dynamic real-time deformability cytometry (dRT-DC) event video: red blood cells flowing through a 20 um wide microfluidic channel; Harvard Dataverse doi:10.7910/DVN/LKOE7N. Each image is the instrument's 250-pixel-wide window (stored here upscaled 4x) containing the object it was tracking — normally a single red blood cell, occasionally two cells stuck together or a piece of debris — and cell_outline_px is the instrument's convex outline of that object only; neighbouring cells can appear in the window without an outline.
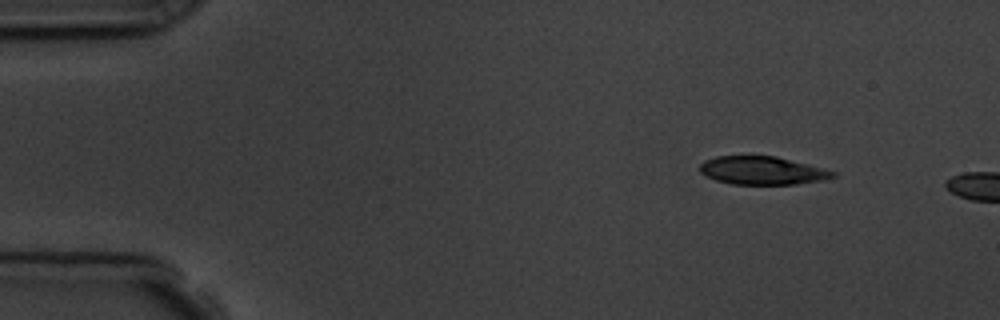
{"species": "common noctule bat (a hibernating species)", "species_latin": "Nyctalus noctula", "temperature_condition": "room temperature", "stored_images_in_passage": 2, "camera_frame_rate_fps": 3000, "um_per_image_px": 0.085, "animal": {"sex": "male", "body_mass_g": 19.5, "forearm_length_mm": 54.6}, "frame": {"image": 1, "passage_image": 1, "time_ms": 0.0, "image_size_px": [1000, 320], "cell_outline_px": [[836, 176], [824, 180], [796, 184], [732, 184], [716, 180], [700, 172], [700, 164], [704, 160], [716, 156], [776, 156], [836, 172]], "centroid_in_image_um": [64.77, 14.5], "position_along_channel_um": 20.2, "area_um2": 21.62}}